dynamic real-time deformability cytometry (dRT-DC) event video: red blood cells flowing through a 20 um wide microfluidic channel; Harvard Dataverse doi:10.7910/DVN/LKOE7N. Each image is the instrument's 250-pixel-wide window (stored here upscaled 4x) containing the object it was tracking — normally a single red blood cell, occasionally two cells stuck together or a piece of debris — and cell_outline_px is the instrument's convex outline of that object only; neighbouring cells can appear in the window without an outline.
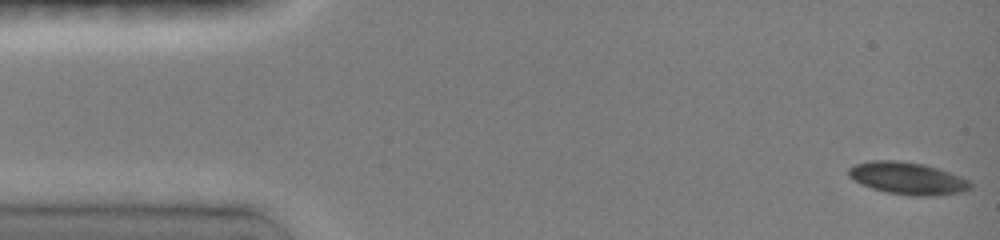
{"species": "common noctule bat (a hibernating species)", "species_latin": "Nyctalus noctula", "temperature_condition": "room temperature", "stored_images_in_passage": 16, "camera_frame_rate_fps": 3000, "um_per_image_px": 0.085, "animal": {"sex": "female", "body_mass_g": 19.0, "forearm_length_mm": 51.5}, "frame": {"image": 1, "passage_image": 1, "time_ms": 0.0, "image_size_px": [1000, 240], "cell_outline_px": [[972, 188], [964, 192], [936, 196], [916, 196], [888, 192], [872, 188], [860, 184], [852, 180], [848, 176], [848, 168], [856, 164], [872, 160], [896, 160], [924, 164], [960, 176], [968, 180], [972, 184]], "centroid_in_image_um": [77.14, 15.16], "position_along_channel_um": 7.9, "area_um2": 22.95}}
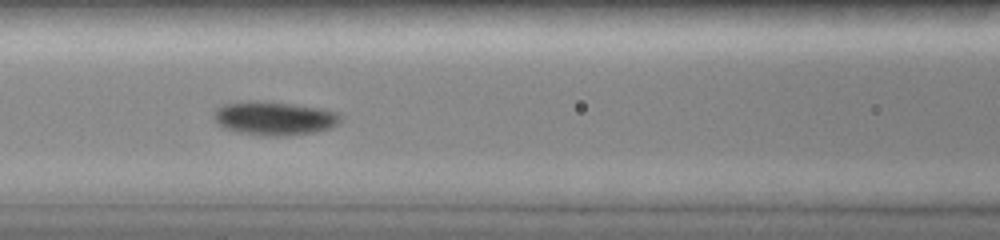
{"frame": {"image": 2, "passage_image": 11, "time_ms": 6.333, "image_size_px": [1000, 240], "cell_outline_px": [[340, 120], [336, 124], [328, 128], [312, 132], [288, 136], [260, 136], [236, 132], [224, 128], [216, 124], [212, 116], [216, 108], [224, 104], [248, 100], [292, 104], [320, 108], [336, 112], [340, 116]], "centroid_in_image_um": [23.22, 10.06], "position_along_channel_um": 143.4, "area_um2": 24.91}}
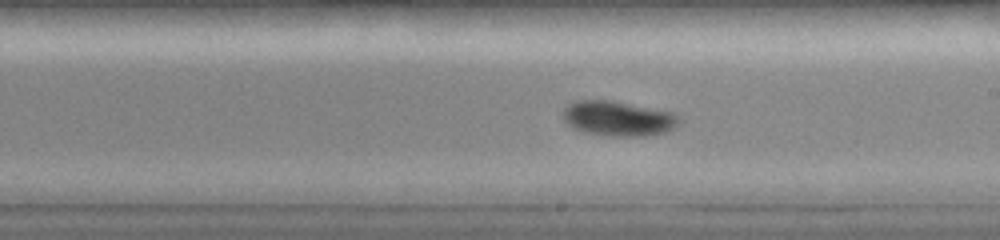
{"frame": {"image": 3, "passage_image": 15, "time_ms": 8.667, "image_size_px": [1000, 240], "cell_outline_px": [[680, 124], [676, 128], [664, 132], [644, 136], [612, 136], [584, 132], [572, 128], [564, 120], [564, 108], [568, 104], [576, 100], [608, 100], [672, 112], [680, 116]], "centroid_in_image_um": [52.56, 10.08], "position_along_channel_um": 236.4, "area_um2": 23.58}}